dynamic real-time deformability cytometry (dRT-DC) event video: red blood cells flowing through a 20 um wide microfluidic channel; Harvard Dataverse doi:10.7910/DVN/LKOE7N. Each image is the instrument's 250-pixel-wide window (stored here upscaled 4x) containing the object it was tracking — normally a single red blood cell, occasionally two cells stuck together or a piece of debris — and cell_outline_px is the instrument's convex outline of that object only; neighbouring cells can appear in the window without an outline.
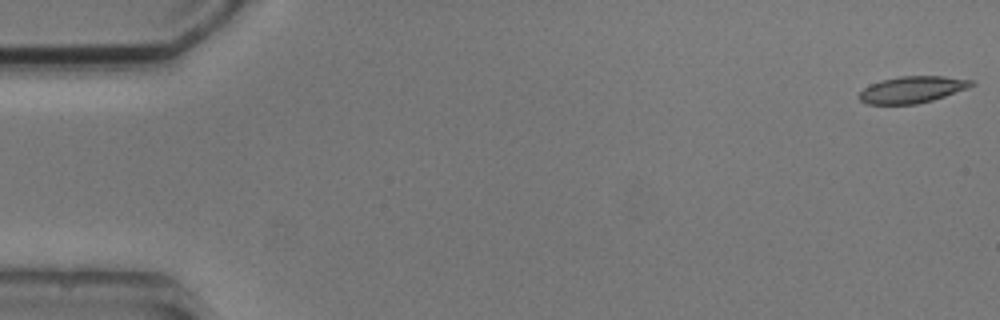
{"species": "common noctule bat (a hibernating species)", "species_latin": "Nyctalus noctula", "temperature_condition": "cold", "stored_images_in_passage": 4, "camera_frame_rate_fps": 3000, "um_per_image_px": 0.085, "animal": {"sex": "male", "body_mass_g": 20.5, "forearm_length_mm": 52.5}, "frame": {"image": 1, "passage_image": 1, "time_ms": 0.0, "image_size_px": [1000, 320], "cell_outline_px": [[976, 84], [968, 88], [932, 100], [916, 104], [868, 104], [860, 100], [856, 96], [864, 88], [880, 80], [900, 76], [944, 76], [972, 80]], "centroid_in_image_um": [77.52, 7.61], "position_along_channel_um": 7.5, "area_um2": 17.4}}